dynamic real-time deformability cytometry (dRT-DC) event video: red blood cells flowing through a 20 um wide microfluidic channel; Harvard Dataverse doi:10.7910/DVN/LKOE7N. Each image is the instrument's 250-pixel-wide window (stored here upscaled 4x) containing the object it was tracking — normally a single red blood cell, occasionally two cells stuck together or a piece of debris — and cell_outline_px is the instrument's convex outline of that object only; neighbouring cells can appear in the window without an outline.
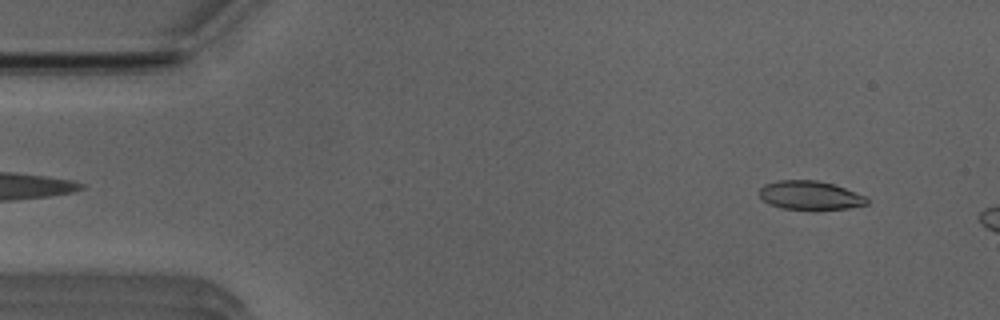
{"species": "Egyptian fruit bat (a non-hibernating species)", "species_latin": "Rousettus aegyptiacus", "temperature_condition": "room temperature", "stored_images_in_passage": 7, "camera_frame_rate_fps": 3000, "um_per_image_px": 0.085, "animal": {"sex": "male"}, "frame": {"image": 1, "passage_image": 2, "time_ms": 0.333, "image_size_px": [1000, 320], "cell_outline_px": [[868, 204], [848, 208], [780, 208], [768, 204], [756, 192], [764, 184], [776, 180], [816, 180], [832, 184], [868, 196]], "centroid_in_image_um": [68.82, 16.58], "position_along_channel_um": 16.2, "area_um2": 17.86}}